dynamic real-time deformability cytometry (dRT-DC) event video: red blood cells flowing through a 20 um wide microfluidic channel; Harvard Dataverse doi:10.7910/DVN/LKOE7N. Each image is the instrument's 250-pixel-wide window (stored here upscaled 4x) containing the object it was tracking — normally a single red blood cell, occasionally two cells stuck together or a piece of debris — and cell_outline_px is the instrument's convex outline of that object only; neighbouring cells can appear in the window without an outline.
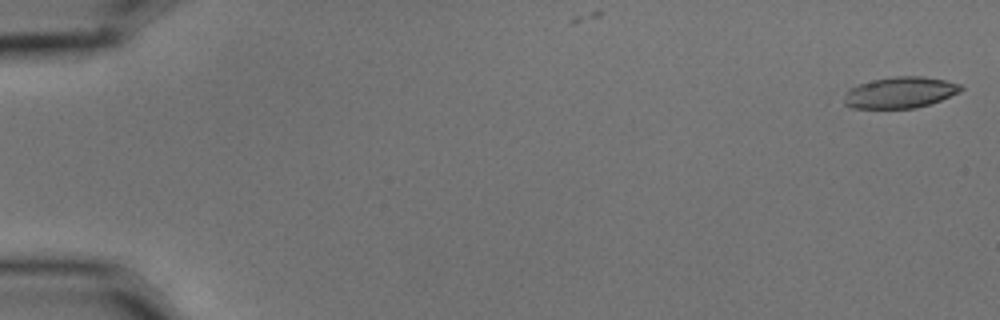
{"species": "common noctule bat (a hibernating species)", "species_latin": "Nyctalus noctula", "temperature_condition": "cold", "stored_images_in_passage": 6, "camera_frame_rate_fps": 3000, "um_per_image_px": 0.085, "animal": {"sex": "male", "body_mass_g": 15.6}, "frame": {"image": 1, "passage_image": 1, "time_ms": 0.0, "image_size_px": [1000, 320], "cell_outline_px": [[964, 88], [960, 92], [940, 100], [916, 108], [852, 108], [844, 104], [844, 100], [848, 92], [856, 84], [872, 80], [892, 76], [924, 76], [944, 80], [960, 84]], "centroid_in_image_um": [76.52, 7.85], "position_along_channel_um": 8.5, "area_um2": 21.15}}
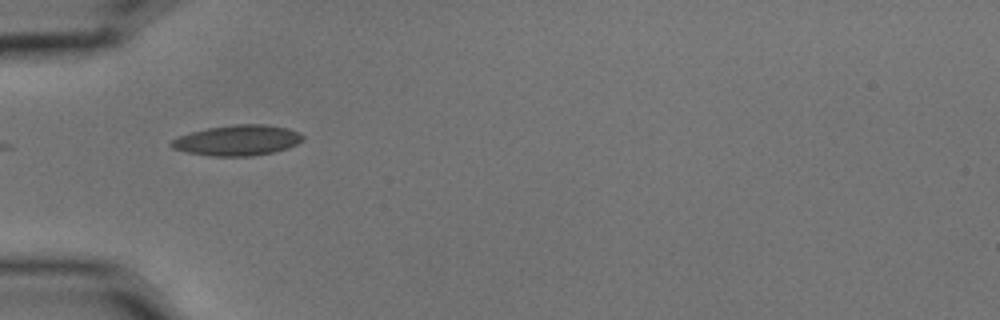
{"frame": {"image": 2, "passage_image": 5, "time_ms": 1.333, "image_size_px": [1000, 320], "cell_outline_px": [[304, 140], [288, 148], [272, 152], [248, 156], [212, 156], [188, 152], [172, 148], [168, 144], [172, 140], [180, 136], [192, 132], [208, 128], [236, 124], [264, 124], [288, 128], [300, 132], [304, 136]], "centroid_in_image_um": [20.21, 11.92], "position_along_channel_um": 64.8, "area_um2": 23.24}}